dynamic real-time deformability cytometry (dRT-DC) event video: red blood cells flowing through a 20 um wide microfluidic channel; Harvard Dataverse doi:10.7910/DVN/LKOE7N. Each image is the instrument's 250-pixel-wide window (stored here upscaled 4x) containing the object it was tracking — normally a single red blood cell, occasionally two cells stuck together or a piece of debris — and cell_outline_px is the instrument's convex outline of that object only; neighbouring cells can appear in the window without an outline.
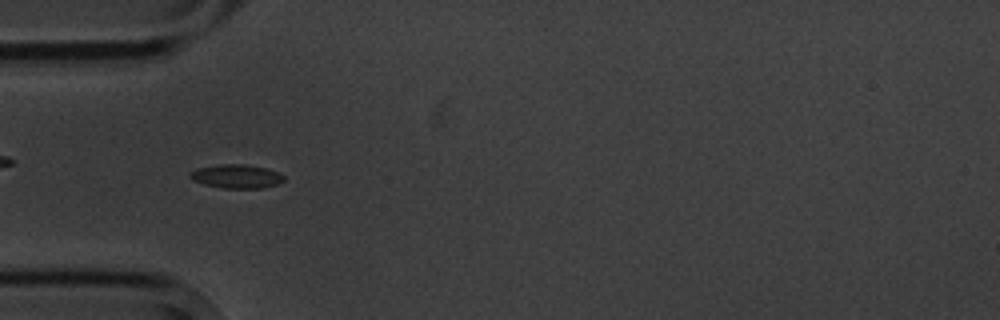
{"species": "common noctule bat (a hibernating species)", "species_latin": "Nyctalus noctula", "temperature_condition": "cold", "stored_images_in_passage": 8, "camera_frame_rate_fps": 3000, "um_per_image_px": 0.085, "animal": {"sex": "male", "body_mass_g": 20.1, "forearm_length_mm": 53.5}, "frame": {"image": 1, "passage_image": 6, "time_ms": 6.0, "image_size_px": [1000, 320], "cell_outline_px": [[284, 180], [276, 184], [260, 188], [224, 188], [204, 184], [192, 180], [188, 176], [188, 172], [196, 168], [220, 164], [244, 164], [268, 168], [284, 176]], "centroid_in_image_um": [20.04, 14.98], "position_along_channel_um": 65.0, "area_um2": 13.01}}
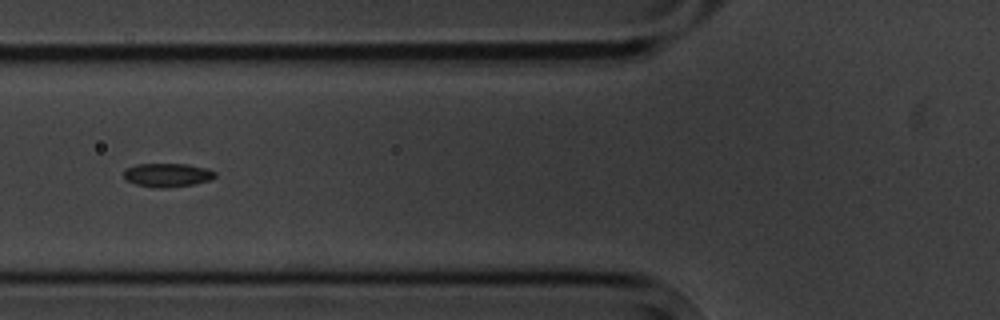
{"frame": {"image": 2, "passage_image": 7, "time_ms": 7.333, "image_size_px": [1000, 320], "cell_outline_px": [[216, 176], [208, 180], [192, 184], [164, 188], [160, 188], [136, 184], [128, 180], [124, 176], [124, 168], [136, 164], [188, 164], [208, 168], [216, 172]], "centroid_in_image_um": [14.23, 14.86], "position_along_channel_um": 111.6, "area_um2": 12.48}}
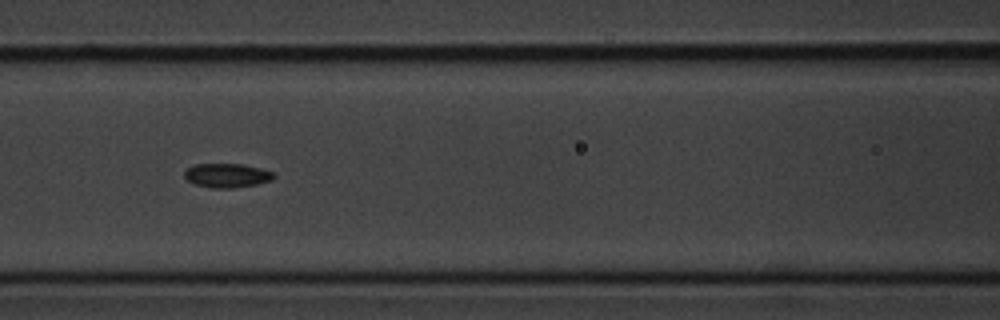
{"frame": {"image": 3, "passage_image": 8, "time_ms": 8.333, "image_size_px": [1000, 320], "cell_outline_px": [[276, 176], [272, 180], [256, 184], [232, 188], [212, 188], [196, 184], [188, 180], [184, 176], [184, 172], [188, 168], [196, 164], [244, 164], [276, 172]], "centroid_in_image_um": [19.34, 14.91], "position_along_channel_um": 147.3, "area_um2": 12.54}}